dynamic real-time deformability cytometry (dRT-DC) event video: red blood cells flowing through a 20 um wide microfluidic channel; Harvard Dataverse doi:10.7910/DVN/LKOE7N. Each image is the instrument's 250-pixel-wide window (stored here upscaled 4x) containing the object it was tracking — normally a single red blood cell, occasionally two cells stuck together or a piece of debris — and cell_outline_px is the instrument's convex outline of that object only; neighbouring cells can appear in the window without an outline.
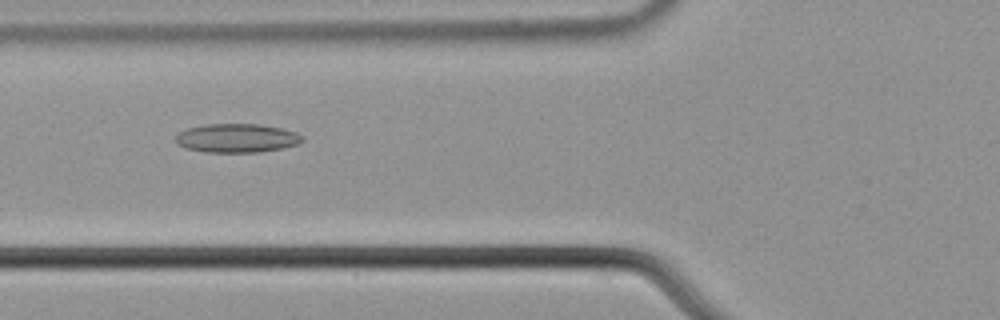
{"species": "common noctule bat (a hibernating species)", "species_latin": "Nyctalus noctula", "temperature_condition": "cold", "stored_images_in_passage": 49, "camera_frame_rate_fps": 3000, "um_per_image_px": 0.085, "animal": {"sex": "male", "body_mass_g": 21.5, "forearm_length_mm": 52.0}, "frame": {"image": 1, "passage_image": 15, "time_ms": 4.667, "image_size_px": [1000, 320], "cell_outline_px": [[304, 140], [296, 144], [284, 148], [260, 152], [204, 152], [184, 148], [176, 144], [176, 136], [180, 132], [188, 128], [204, 124], [260, 124], [280, 128], [296, 132], [304, 136]], "centroid_in_image_um": [20.13, 11.74], "position_along_channel_um": 105.7, "area_um2": 21.39}}
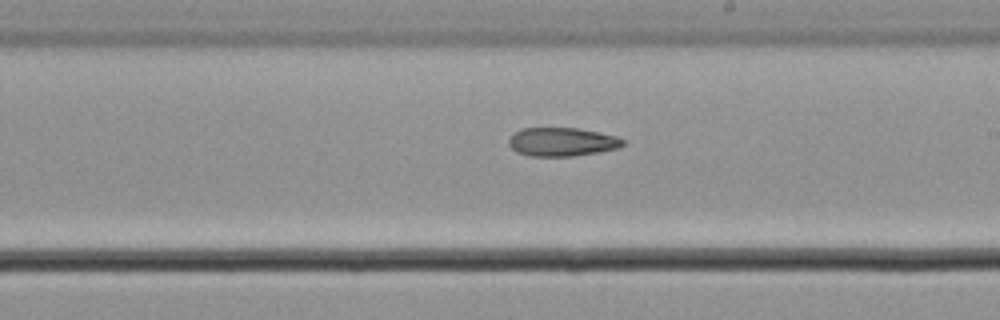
{"frame": {"image": 2, "passage_image": 26, "time_ms": 8.333, "image_size_px": [1000, 320], "cell_outline_px": [[624, 144], [620, 148], [600, 152], [572, 156], [528, 156], [516, 152], [508, 144], [508, 140], [520, 128], [580, 128], [616, 136], [624, 140]], "centroid_in_image_um": [47.78, 12.06], "position_along_channel_um": 241.2, "area_um2": 19.13}}
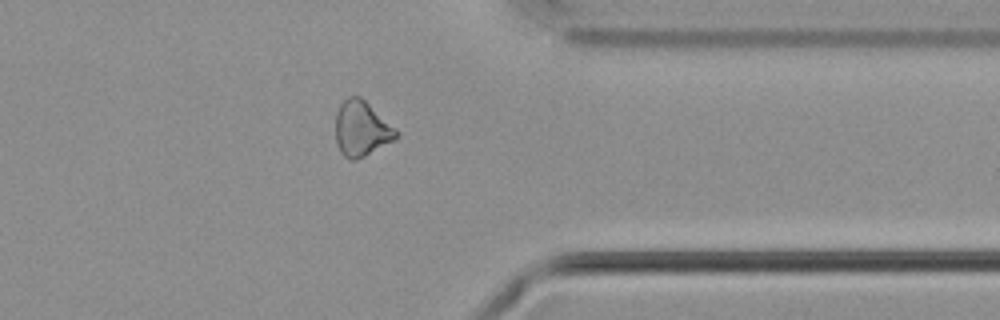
{"frame": {"image": 3, "passage_image": 38, "time_ms": 12.333, "image_size_px": [1000, 320], "cell_outline_px": [[400, 136], [364, 156], [356, 160], [352, 160], [344, 156], [340, 152], [336, 144], [336, 112], [340, 104], [348, 96], [360, 96], [396, 128], [400, 132]], "centroid_in_image_um": [30.72, 10.93], "position_along_channel_um": 380.7, "area_um2": 19.48}}